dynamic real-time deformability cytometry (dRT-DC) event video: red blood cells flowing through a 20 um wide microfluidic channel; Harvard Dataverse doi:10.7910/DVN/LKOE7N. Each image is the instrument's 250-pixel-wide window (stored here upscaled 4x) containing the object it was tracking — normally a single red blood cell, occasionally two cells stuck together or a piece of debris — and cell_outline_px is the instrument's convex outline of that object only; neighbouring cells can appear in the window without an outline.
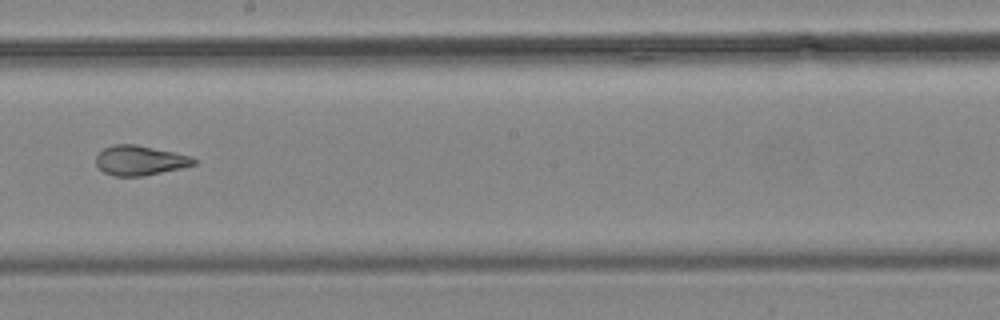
{"species": "common noctule bat (a hibernating species)", "species_latin": "Nyctalus noctula", "temperature_condition": "cold", "stored_images_in_passage": 11, "camera_frame_rate_fps": 3000, "um_per_image_px": 0.085, "animal": {"sex": "male", "body_mass_g": 19.2, "forearm_length_mm": 51.8}, "frame": {"image": 1, "passage_image": 5, "time_ms": 5.333, "image_size_px": [1000, 320], "cell_outline_px": [[196, 164], [180, 168], [140, 176], [116, 176], [104, 172], [96, 164], [96, 156], [104, 148], [116, 144], [136, 144], [176, 152], [192, 156], [196, 160]], "centroid_in_image_um": [11.9, 13.62], "position_along_channel_um": 236.3, "area_um2": 16.82}}